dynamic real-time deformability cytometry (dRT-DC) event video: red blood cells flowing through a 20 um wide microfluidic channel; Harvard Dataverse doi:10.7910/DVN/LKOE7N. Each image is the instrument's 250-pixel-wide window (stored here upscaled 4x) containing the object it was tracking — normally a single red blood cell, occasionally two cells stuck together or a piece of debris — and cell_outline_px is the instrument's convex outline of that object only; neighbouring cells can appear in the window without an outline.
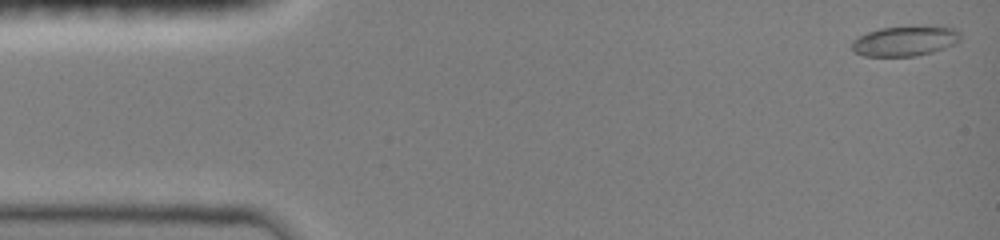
{"species": "common noctule bat (a hibernating species)", "species_latin": "Nyctalus noctula", "temperature_condition": "room temperature", "stored_images_in_passage": 46, "camera_frame_rate_fps": 3000, "um_per_image_px": 0.085, "animal": {"sex": "female", "body_mass_g": 19.0, "forearm_length_mm": 51.5}, "frame": {"image": 1, "passage_image": 1, "time_ms": 0.0, "image_size_px": [1000, 240], "cell_outline_px": [[960, 40], [956, 44], [932, 52], [916, 56], [864, 56], [856, 52], [852, 48], [852, 40], [868, 32], [880, 28], [956, 28], [960, 32]], "centroid_in_image_um": [76.92, 3.52], "position_along_channel_um": 8.1, "area_um2": 18.38}}
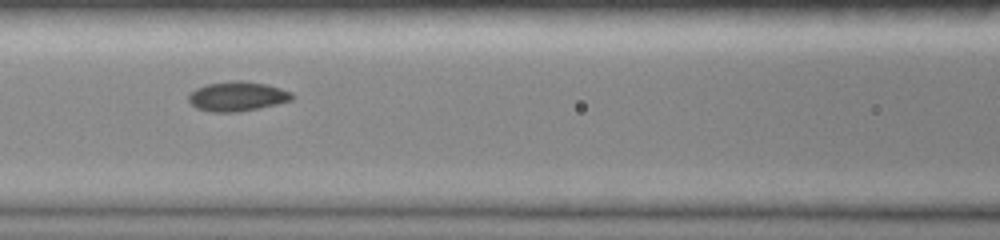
{"frame": {"image": 2, "passage_image": 20, "time_ms": 6.333, "image_size_px": [1000, 240], "cell_outline_px": [[296, 96], [292, 100], [260, 108], [236, 112], [212, 112], [196, 108], [188, 100], [188, 96], [196, 88], [204, 84], [236, 80], [244, 80], [264, 84], [280, 88], [292, 92]], "centroid_in_image_um": [20.18, 8.18], "position_along_channel_um": 146.4, "area_um2": 17.92}}
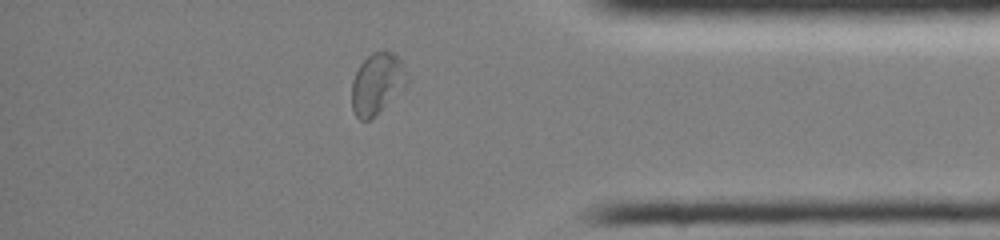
{"frame": {"image": 3, "passage_image": 40, "time_ms": 13.0, "image_size_px": [1000, 240], "cell_outline_px": [[408, 84], [404, 88], [368, 120], [360, 120], [356, 116], [352, 108], [352, 80], [360, 64], [372, 52], [392, 52], [400, 60], [408, 80]], "centroid_in_image_um": [32.03, 7.1], "position_along_channel_um": 403.2, "area_um2": 19.13}, "authors_computed_cell_mechanics": {"area_um2": 18.0047, "velocity_mm_per_s": 4.0046, "shape_relaxation_time_tau1_ms": 4.8233, "shape_relaxation_time_tau2_ms": 0.9658, "deformation_change_tau1": 0.1452, "deformation_change_tau2": 0.0372}}